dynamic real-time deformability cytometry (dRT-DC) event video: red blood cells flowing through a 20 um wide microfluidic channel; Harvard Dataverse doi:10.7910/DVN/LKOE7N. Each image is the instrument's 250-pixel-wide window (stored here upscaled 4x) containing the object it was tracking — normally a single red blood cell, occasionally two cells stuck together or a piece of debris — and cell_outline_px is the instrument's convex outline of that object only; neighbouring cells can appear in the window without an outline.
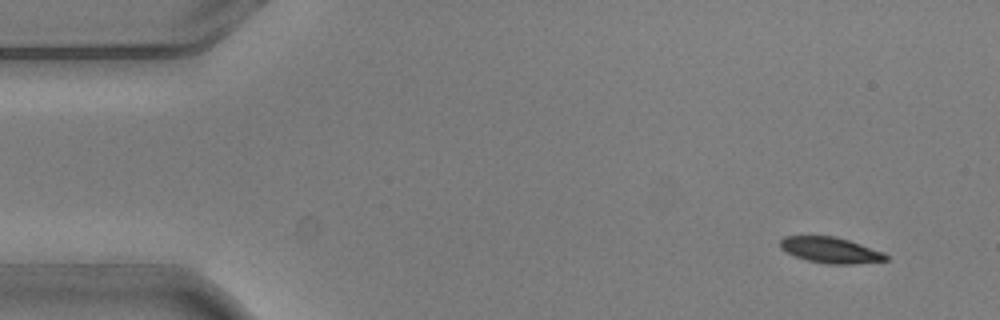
{"species": "common noctule bat (a hibernating species)", "species_latin": "Nyctalus noctula", "temperature_condition": "warm", "stored_images_in_passage": 2, "camera_frame_rate_fps": 3000, "um_per_image_px": 0.085, "animal": {"sex": "male", "body_mass_g": 20.5, "forearm_length_mm": 52.5}, "frame": {"image": 1, "passage_image": 1, "time_ms": 0.0, "image_size_px": [1000, 320], "cell_outline_px": [[888, 260], [852, 264], [828, 264], [808, 260], [796, 256], [780, 248], [780, 240], [784, 236], [836, 236], [884, 252], [888, 256]], "centroid_in_image_um": [70.61, 21.25], "position_along_channel_um": 14.4, "area_um2": 15.78}}